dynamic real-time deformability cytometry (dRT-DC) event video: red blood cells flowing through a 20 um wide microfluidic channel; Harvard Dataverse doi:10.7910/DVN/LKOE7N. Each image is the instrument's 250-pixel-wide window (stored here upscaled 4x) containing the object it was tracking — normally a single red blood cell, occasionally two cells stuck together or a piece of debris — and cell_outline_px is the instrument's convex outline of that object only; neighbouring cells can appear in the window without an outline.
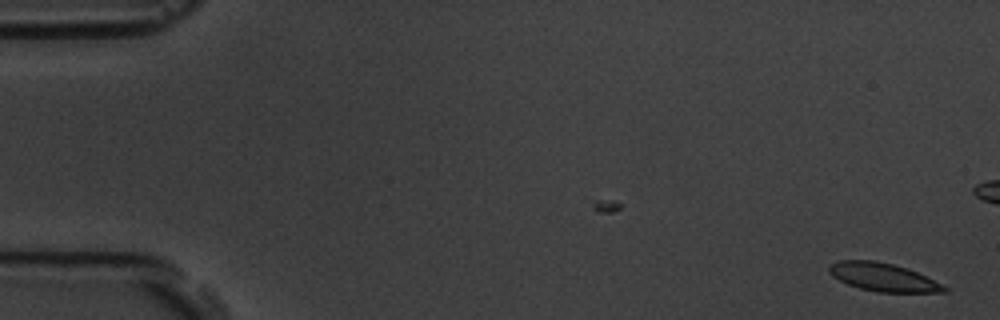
{"species": "common noctule bat (a hibernating species)", "species_latin": "Nyctalus noctula", "temperature_condition": "room temperature", "stored_images_in_passage": 6, "camera_frame_rate_fps": 3000, "um_per_image_px": 0.085, "animal": {"sex": "male", "body_mass_g": 19.5, "forearm_length_mm": 54.6}, "frame": {"image": 1, "passage_image": 1, "time_ms": 0.0, "image_size_px": [1000, 320], "cell_outline_px": [[948, 292], [876, 292], [860, 288], [848, 284], [832, 276], [828, 272], [828, 268], [832, 264], [840, 260], [872, 260], [892, 264], [908, 268], [948, 288]], "centroid_in_image_um": [75.03, 23.56], "position_along_channel_um": 10.0, "area_um2": 18.61}}